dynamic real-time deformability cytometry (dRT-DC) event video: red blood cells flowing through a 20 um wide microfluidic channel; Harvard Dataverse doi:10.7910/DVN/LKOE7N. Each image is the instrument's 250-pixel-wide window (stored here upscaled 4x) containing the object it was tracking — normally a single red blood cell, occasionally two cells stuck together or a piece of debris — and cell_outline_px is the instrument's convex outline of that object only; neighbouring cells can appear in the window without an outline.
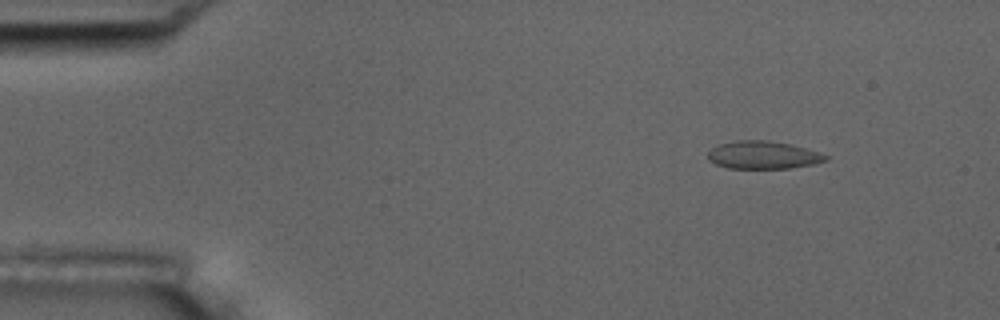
{"species": "common noctule bat (a hibernating species)", "species_latin": "Nyctalus noctula", "temperature_condition": "room temperature", "stored_images_in_passage": 7, "camera_frame_rate_fps": 3000, "um_per_image_px": 0.085, "animal": {"sex": "male", "body_mass_g": 17.5, "forearm_length_mm": 52.3}, "frame": {"image": 1, "passage_image": 2, "time_ms": 1.0, "image_size_px": [1000, 320], "cell_outline_px": [[828, 160], [812, 164], [792, 168], [728, 168], [716, 164], [708, 160], [708, 152], [712, 148], [720, 144], [736, 140], [768, 140], [792, 144], [820, 152], [828, 156]], "centroid_in_image_um": [64.88, 13.17], "position_along_channel_um": 20.1, "area_um2": 19.13}}
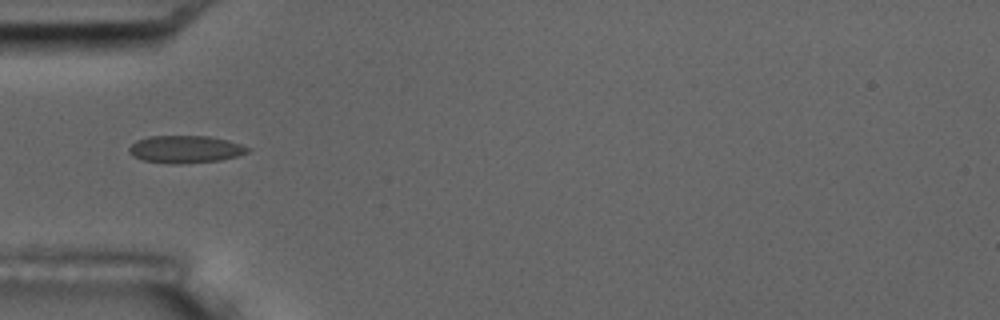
{"frame": {"image": 2, "passage_image": 5, "time_ms": 4.667, "image_size_px": [1000, 320], "cell_outline_px": [[252, 148], [248, 152], [236, 156], [220, 160], [180, 164], [172, 164], [144, 160], [132, 156], [128, 152], [128, 148], [136, 140], [148, 136], [208, 136], [228, 140]], "centroid_in_image_um": [15.74, 12.68], "position_along_channel_um": 69.3, "area_um2": 19.02}}